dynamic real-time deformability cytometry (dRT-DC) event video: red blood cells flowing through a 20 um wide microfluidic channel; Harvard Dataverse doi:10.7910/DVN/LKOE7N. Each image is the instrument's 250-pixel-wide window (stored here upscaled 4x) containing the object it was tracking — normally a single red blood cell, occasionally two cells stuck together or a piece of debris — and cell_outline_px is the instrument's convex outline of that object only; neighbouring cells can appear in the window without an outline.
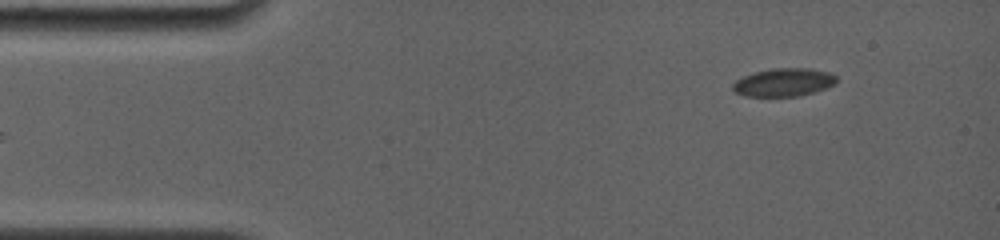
{"species": "common noctule bat (a hibernating species)", "species_latin": "Nyctalus noctula", "temperature_condition": "room temperature", "stored_images_in_passage": 9, "camera_frame_rate_fps": 4000, "um_per_image_px": 0.085, "animal": {"sex": "female", "body_mass_g": 19.0, "forearm_length_mm": 56.7}, "frame": {"image": 1, "passage_image": 1, "time_ms": 0.0, "image_size_px": [1000, 240], "cell_outline_px": [[836, 84], [800, 96], [744, 96], [736, 92], [732, 88], [732, 84], [736, 80], [744, 76], [756, 72], [772, 68], [808, 68], [828, 72], [836, 76]], "centroid_in_image_um": [66.6, 7.0], "position_along_channel_um": 18.4, "area_um2": 16.82}}
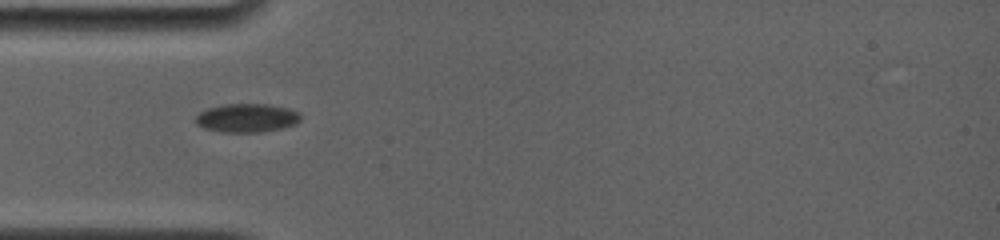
{"frame": {"image": 2, "passage_image": 6, "time_ms": 3.5, "image_size_px": [1000, 240], "cell_outline_px": [[300, 120], [296, 124], [280, 128], [260, 132], [220, 132], [204, 128], [196, 124], [196, 116], [200, 112], [208, 108], [224, 104], [268, 104], [288, 108], [300, 112]], "centroid_in_image_um": [20.98, 10.02], "position_along_channel_um": 64.0, "area_um2": 17.51}}
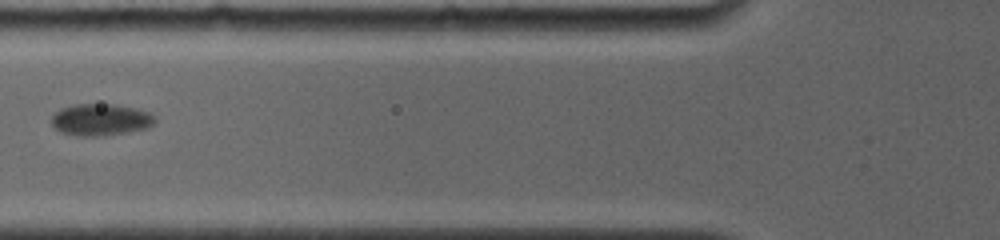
{"frame": {"image": 3, "passage_image": 8, "time_ms": 5.0, "image_size_px": [1000, 240], "cell_outline_px": [[156, 120], [148, 128], [128, 132], [100, 136], [80, 136], [60, 132], [52, 124], [52, 116], [60, 108], [72, 104], [116, 104], [136, 108], [152, 112], [156, 116]], "centroid_in_image_um": [8.59, 10.16], "position_along_channel_um": 117.2, "area_um2": 19.42}}